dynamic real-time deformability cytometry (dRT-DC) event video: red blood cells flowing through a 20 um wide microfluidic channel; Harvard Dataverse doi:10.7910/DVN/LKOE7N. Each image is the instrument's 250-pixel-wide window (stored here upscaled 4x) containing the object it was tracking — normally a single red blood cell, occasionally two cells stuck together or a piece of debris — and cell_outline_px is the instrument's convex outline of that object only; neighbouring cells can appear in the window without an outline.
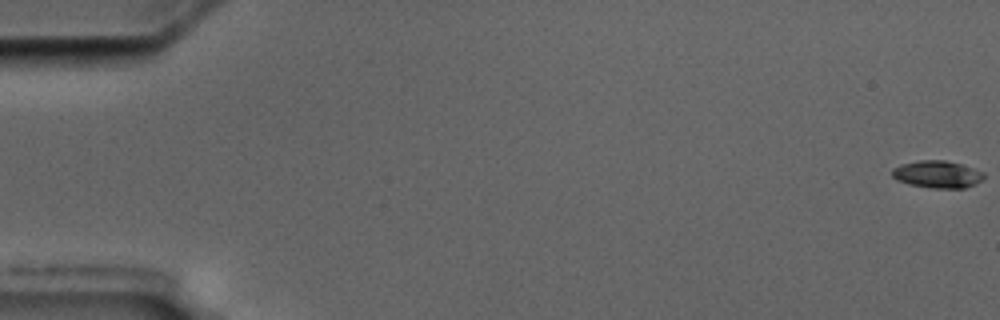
{"species": "common noctule bat (a hibernating species)", "species_latin": "Nyctalus noctula", "temperature_condition": "cold", "stored_images_in_passage": 7, "camera_frame_rate_fps": 3000, "um_per_image_px": 0.085, "animal": {"sex": "male", "body_mass_g": 17.5, "forearm_length_mm": 52.3}, "frame": {"image": 1, "passage_image": 1, "time_ms": 0.0, "image_size_px": [1000, 320], "cell_outline_px": [[984, 176], [976, 184], [964, 188], [932, 188], [908, 184], [896, 180], [892, 176], [892, 168], [900, 164], [920, 160], [944, 160], [960, 164], [984, 172]], "centroid_in_image_um": [79.64, 14.82], "position_along_channel_um": 5.4, "area_um2": 14.57}}
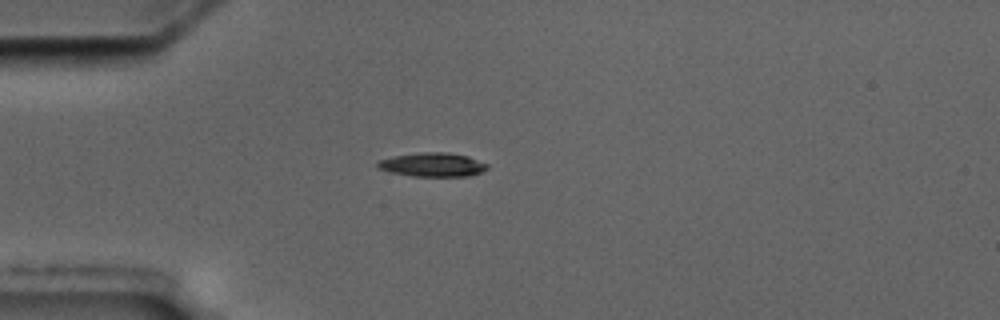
{"frame": {"image": 2, "passage_image": 5, "time_ms": 5.333, "image_size_px": [1000, 320], "cell_outline_px": [[488, 168], [484, 172], [472, 176], [412, 176], [392, 172], [380, 168], [376, 164], [380, 160], [396, 156], [424, 152], [448, 152], [468, 156], [488, 164]], "centroid_in_image_um": [36.86, 14.0], "position_along_channel_um": 48.1, "area_um2": 15.14}}
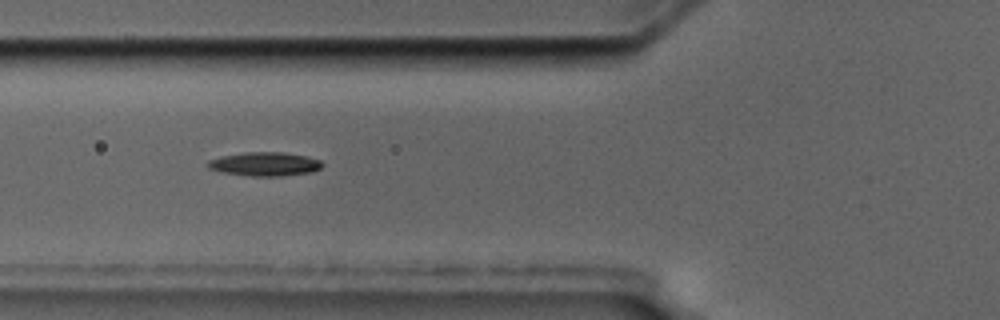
{"frame": {"image": 3, "passage_image": 7, "time_ms": 7.333, "image_size_px": [1000, 320], "cell_outline_px": [[324, 164], [320, 168], [312, 172], [280, 176], [252, 176], [224, 172], [208, 168], [204, 164], [208, 160], [220, 156], [244, 152], [284, 152], [308, 156], [320, 160]], "centroid_in_image_um": [22.5, 13.93], "position_along_channel_um": 103.3, "area_um2": 16.01}}